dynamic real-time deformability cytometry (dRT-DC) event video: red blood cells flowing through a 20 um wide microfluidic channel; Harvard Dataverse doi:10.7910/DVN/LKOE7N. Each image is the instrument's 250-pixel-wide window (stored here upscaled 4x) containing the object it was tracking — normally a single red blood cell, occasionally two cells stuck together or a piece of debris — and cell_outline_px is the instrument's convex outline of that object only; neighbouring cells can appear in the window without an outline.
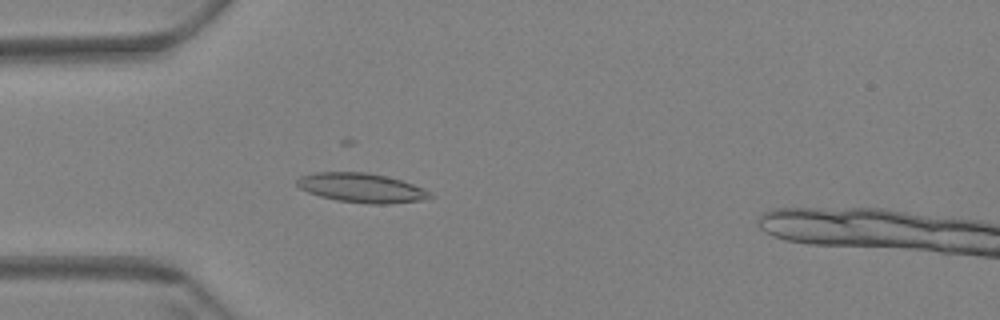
{"species": "Egyptian fruit bat (a non-hibernating species)", "species_latin": "Rousettus aegyptiacus", "temperature_condition": "warm", "stored_images_in_passage": 61, "camera_frame_rate_fps": 3000, "um_per_image_px": 0.085, "animal": {"sex": "female"}, "frame": {"image": 1, "passage_image": 18, "time_ms": 5.667, "image_size_px": [1000, 320], "cell_outline_px": [[436, 196], [428, 200], [388, 204], [368, 204], [336, 200], [320, 196], [308, 192], [300, 188], [296, 184], [296, 180], [300, 176], [316, 172], [364, 172], [384, 176], [400, 180], [424, 188], [432, 192]], "centroid_in_image_um": [30.79, 15.98], "position_along_channel_um": 54.2, "area_um2": 22.95}}
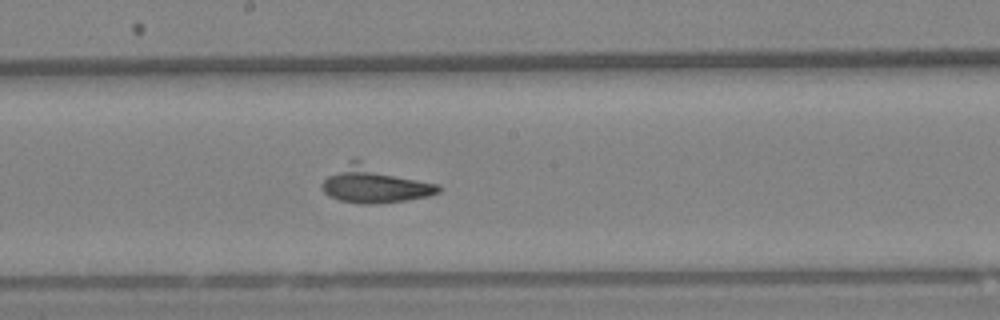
{"frame": {"image": 2, "passage_image": 33, "time_ms": 10.667, "image_size_px": [1000, 320], "cell_outline_px": [[440, 192], [428, 196], [404, 200], [376, 204], [360, 204], [340, 200], [328, 196], [320, 188], [320, 184], [328, 176], [352, 160], [360, 160], [440, 184]], "centroid_in_image_um": [31.88, 15.69], "position_along_channel_um": 216.3, "area_um2": 24.85}}
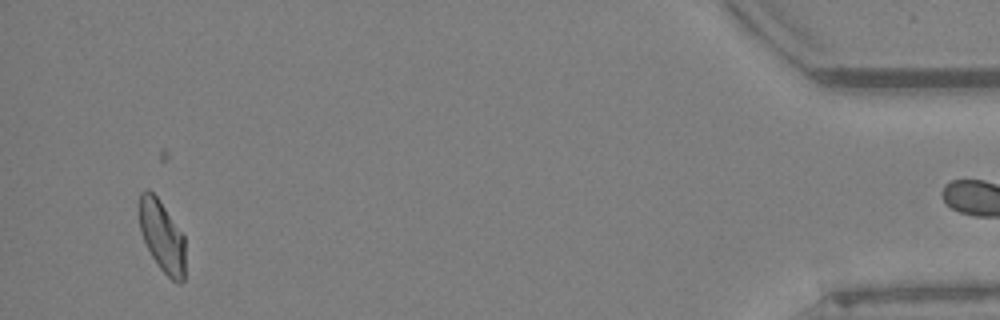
{"frame": {"image": 3, "passage_image": 58, "time_ms": 19.0, "image_size_px": [1000, 320], "cell_outline_px": [[184, 280], [180, 284], [172, 280], [160, 268], [152, 256], [140, 232], [140, 192], [152, 192], [156, 196], [184, 236]], "centroid_in_image_um": [13.79, 20.13], "position_along_channel_um": 421.4, "area_um2": 18.55}}